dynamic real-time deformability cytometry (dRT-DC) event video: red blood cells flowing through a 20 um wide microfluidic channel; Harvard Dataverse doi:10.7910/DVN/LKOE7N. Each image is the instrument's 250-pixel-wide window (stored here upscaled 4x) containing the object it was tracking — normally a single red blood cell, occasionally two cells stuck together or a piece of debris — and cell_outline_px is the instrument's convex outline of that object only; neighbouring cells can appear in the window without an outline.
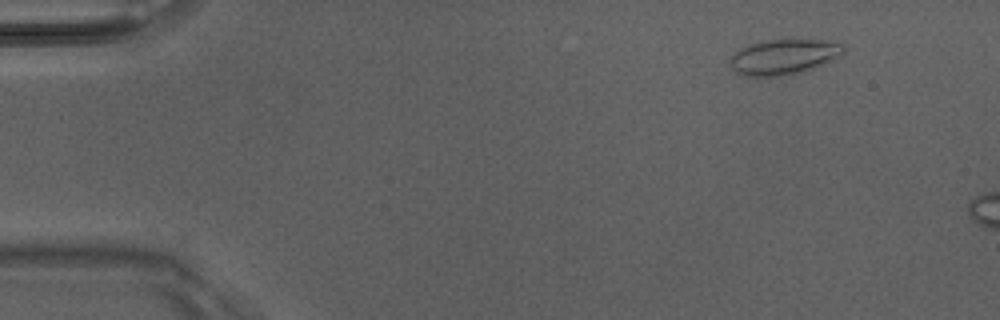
{"species": "Egyptian fruit bat (a non-hibernating species)", "species_latin": "Rousettus aegyptiacus", "temperature_condition": "room temperature", "stored_images_in_passage": 3, "camera_frame_rate_fps": 3000, "um_per_image_px": 0.085, "animal": {"sex": "male"}, "frame": {"image": 1, "passage_image": 1, "time_ms": 0.0, "image_size_px": [1000, 320], "cell_outline_px": [[844, 52], [832, 60], [812, 68], [800, 72], [780, 76], [744, 76], [736, 72], [732, 68], [728, 60], [740, 48], [760, 40], [824, 40], [844, 44]], "centroid_in_image_um": [66.58, 4.82], "position_along_channel_um": 18.4, "area_um2": 23.18}}